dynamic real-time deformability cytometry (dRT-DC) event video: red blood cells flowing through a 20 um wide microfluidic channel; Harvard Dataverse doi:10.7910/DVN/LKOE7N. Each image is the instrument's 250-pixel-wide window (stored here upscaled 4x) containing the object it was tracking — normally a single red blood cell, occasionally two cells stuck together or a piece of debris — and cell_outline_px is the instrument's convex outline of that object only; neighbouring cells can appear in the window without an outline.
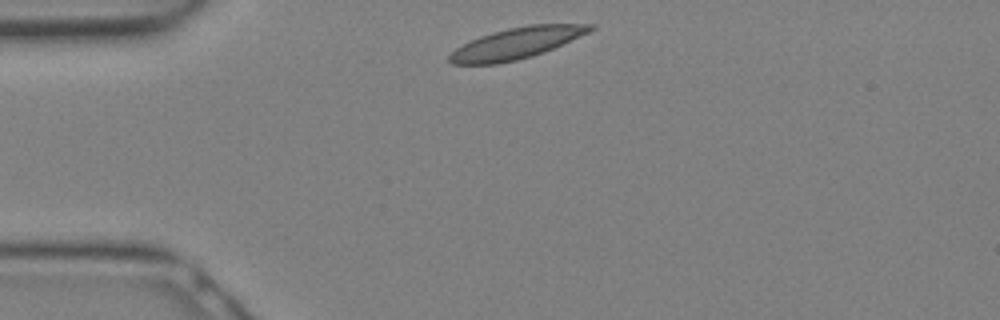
{"species": "Egyptian fruit bat (a non-hibernating species)", "species_latin": "Rousettus aegyptiacus", "temperature_condition": "warm", "stored_images_in_passage": 23, "camera_frame_rate_fps": 3000, "um_per_image_px": 0.085, "animal": {"sex": "female"}, "frame": {"image": 1, "passage_image": 1, "time_ms": 0.0, "image_size_px": [1000, 320], "cell_outline_px": [[596, 28], [588, 32], [544, 52], [532, 56], [516, 60], [496, 64], [452, 64], [448, 60], [448, 56], [456, 48], [480, 36], [492, 32], [508, 28], [528, 24], [596, 24]], "centroid_in_image_um": [43.9, 3.67], "position_along_channel_um": 41.1, "area_um2": 25.32}}
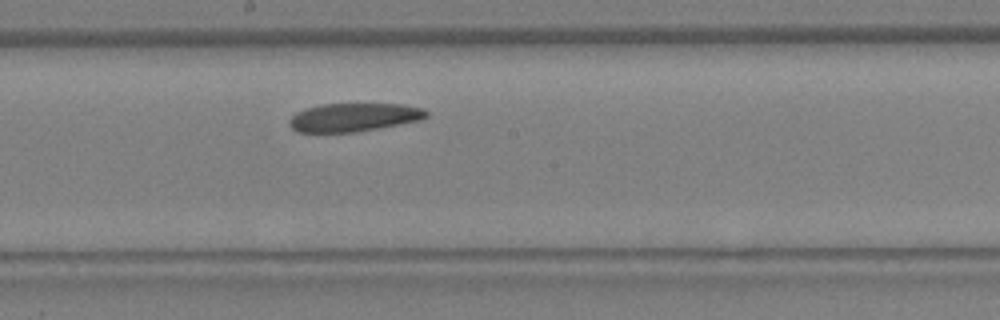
{"frame": {"image": 2, "passage_image": 10, "time_ms": 3.0, "image_size_px": [1000, 320], "cell_outline_px": [[428, 116], [420, 120], [356, 132], [296, 132], [288, 124], [288, 120], [296, 112], [304, 108], [324, 104], [404, 104], [424, 108], [428, 112]], "centroid_in_image_um": [30.06, 9.96], "position_along_channel_um": 218.1, "area_um2": 22.72}}
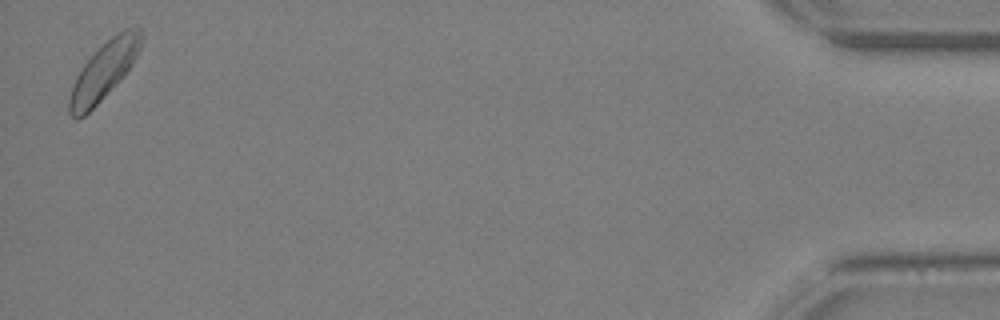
{"frame": {"image": 3, "passage_image": 23, "time_ms": 7.333, "image_size_px": [1000, 320], "cell_outline_px": [[144, 36], [140, 48], [132, 64], [116, 84], [84, 116], [76, 120], [68, 112], [68, 96], [72, 84], [76, 76], [84, 64], [116, 32], [124, 28], [136, 24], [144, 32]], "centroid_in_image_um": [8.85, 5.98], "position_along_channel_um": 426.4, "area_um2": 23.99}}